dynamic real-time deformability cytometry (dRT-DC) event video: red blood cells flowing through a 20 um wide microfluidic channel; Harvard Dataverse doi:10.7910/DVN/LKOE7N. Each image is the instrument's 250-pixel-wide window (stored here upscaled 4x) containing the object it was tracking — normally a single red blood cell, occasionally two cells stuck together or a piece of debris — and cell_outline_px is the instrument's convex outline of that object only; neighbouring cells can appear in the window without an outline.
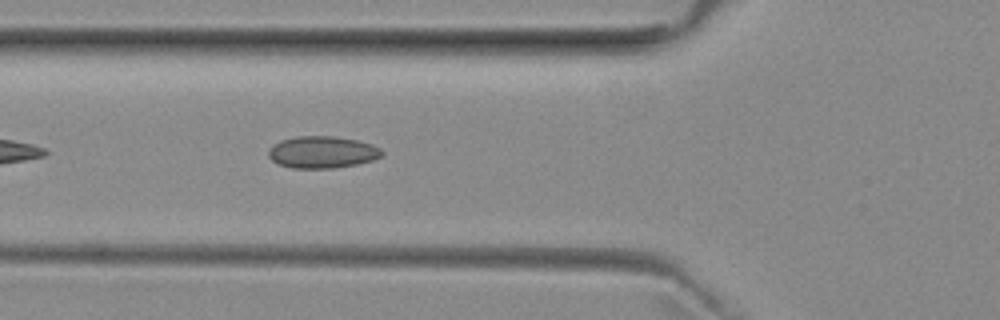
{"species": "common noctule bat (a hibernating species)", "species_latin": "Nyctalus noctula", "temperature_condition": "room temperature", "stored_images_in_passage": 38, "camera_frame_rate_fps": 3000, "um_per_image_px": 0.085, "animal": {"sex": "female", "body_mass_g": 29.2, "forearm_length_mm": 56.3}, "frame": {"image": 1, "passage_image": 5, "time_ms": 1.333, "image_size_px": [1000, 320], "cell_outline_px": [[384, 156], [372, 160], [356, 164], [332, 168], [292, 168], [280, 164], [272, 160], [268, 156], [268, 148], [272, 144], [280, 140], [296, 136], [332, 136], [356, 140], [372, 144], [380, 148], [384, 152]], "centroid_in_image_um": [27.38, 12.93], "position_along_channel_um": 98.4, "area_um2": 21.21}}
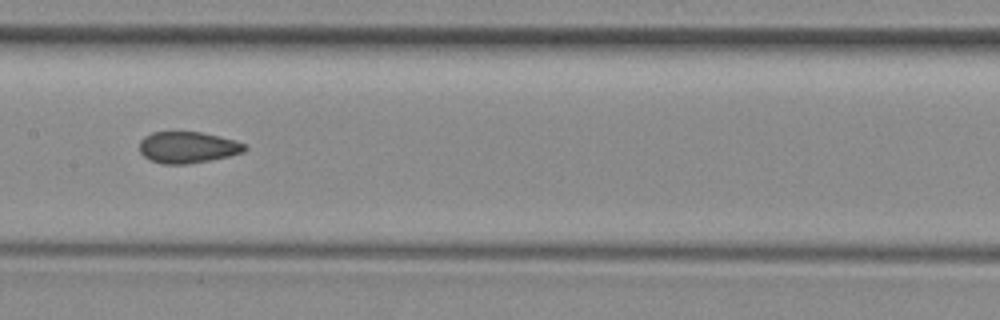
{"frame": {"image": 2, "passage_image": 12, "time_ms": 3.667, "image_size_px": [1000, 320], "cell_outline_px": [[248, 148], [244, 152], [228, 156], [188, 164], [164, 164], [148, 160], [140, 152], [140, 140], [144, 136], [152, 132], [200, 132], [236, 140], [244, 144]], "centroid_in_image_um": [15.93, 12.52], "position_along_channel_um": 191.5, "area_um2": 19.25}}
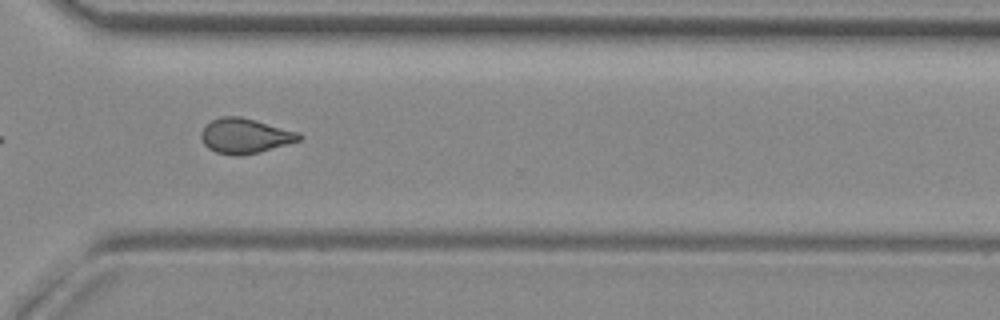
{"frame": {"image": 3, "passage_image": 24, "time_ms": 7.667, "image_size_px": [1000, 320], "cell_outline_px": [[304, 136], [300, 140], [260, 152], [240, 156], [236, 156], [216, 152], [208, 148], [204, 144], [200, 136], [200, 132], [212, 120], [220, 116], [240, 116], [256, 120], [300, 132]], "centroid_in_image_um": [20.84, 11.55], "position_along_channel_um": 349.8, "area_um2": 20.06}, "authors_computed_cell_mechanics": {"area_um2": 19.6809, "velocity_mm_per_s": 3.9662, "shape_relaxation_time_tau1_ms": null, "shape_relaxation_time_tau2_ms": 1.7003, "deformation_change_tau1": null, "deformation_change_tau2": 0.0812}}